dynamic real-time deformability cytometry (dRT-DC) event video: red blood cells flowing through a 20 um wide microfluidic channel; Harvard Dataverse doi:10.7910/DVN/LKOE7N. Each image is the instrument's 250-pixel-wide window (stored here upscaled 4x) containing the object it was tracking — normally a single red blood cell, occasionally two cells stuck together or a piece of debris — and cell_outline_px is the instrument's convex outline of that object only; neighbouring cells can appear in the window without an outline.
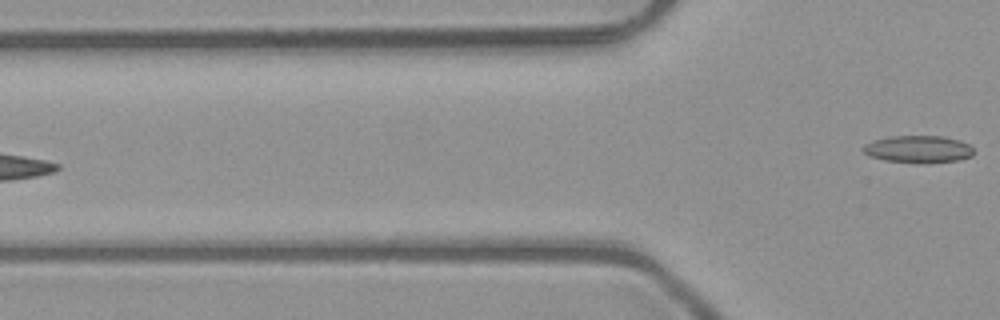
{"species": "common noctule bat (a hibernating species)", "species_latin": "Nyctalus noctula", "temperature_condition": "room temperature", "stored_images_in_passage": 7, "camera_frame_rate_fps": 3000, "um_per_image_px": 0.085, "animal": {"sex": "male", "body_mass_g": 23.1, "forearm_length_mm": 52.7}, "frame": {"image": 1, "passage_image": 7, "time_ms": 2.0, "image_size_px": [1000, 320], "cell_outline_px": [[976, 152], [972, 156], [960, 160], [928, 164], [924, 164], [884, 160], [868, 156], [860, 148], [864, 144], [876, 140], [892, 136], [940, 136], [960, 140], [968, 144]], "centroid_in_image_um": [78.07, 12.7], "position_along_channel_um": 47.7, "area_um2": 17.86}}